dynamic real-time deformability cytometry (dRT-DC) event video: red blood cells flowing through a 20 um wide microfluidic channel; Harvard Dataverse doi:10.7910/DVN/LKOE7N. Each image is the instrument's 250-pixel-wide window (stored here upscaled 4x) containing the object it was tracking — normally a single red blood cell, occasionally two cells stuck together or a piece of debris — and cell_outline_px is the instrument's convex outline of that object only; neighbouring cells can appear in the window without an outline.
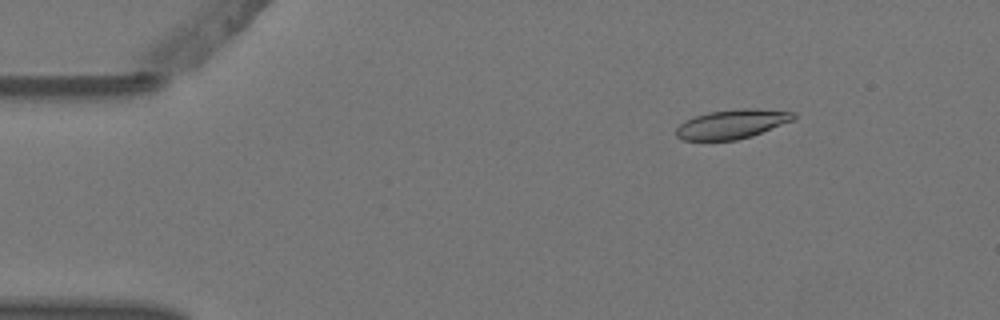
{"species": "Egyptian fruit bat (a non-hibernating species)", "species_latin": "Rousettus aegyptiacus", "temperature_condition": "warm", "stored_images_in_passage": 6, "camera_frame_rate_fps": 3000, "um_per_image_px": 0.085, "animal": {"sex": "female"}, "frame": {"image": 1, "passage_image": 3, "time_ms": 0.667, "image_size_px": [1000, 320], "cell_outline_px": [[796, 116], [792, 120], [752, 136], [736, 140], [684, 140], [676, 136], [676, 128], [684, 120], [708, 112], [740, 108], [756, 108], [796, 112]], "centroid_in_image_um": [62.21, 10.54], "position_along_channel_um": 22.8, "area_um2": 19.94}}
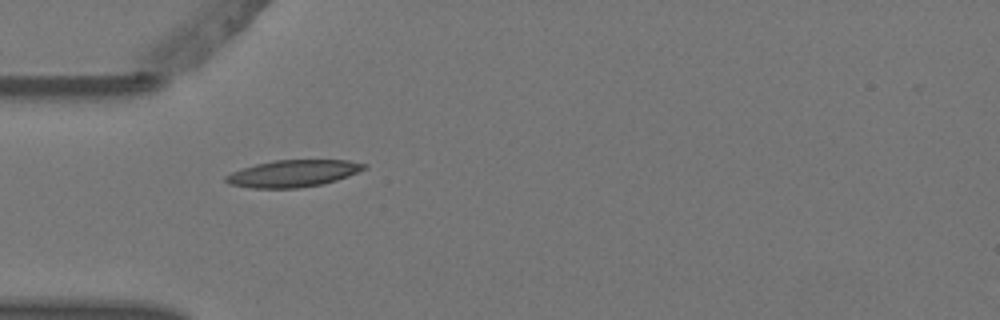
{"frame": {"image": 2, "passage_image": 5, "time_ms": 1.333, "image_size_px": [1000, 320], "cell_outline_px": [[368, 168], [348, 176], [324, 184], [296, 188], [252, 188], [228, 184], [224, 180], [224, 176], [232, 172], [256, 164], [276, 160], [348, 160], [368, 164]], "centroid_in_image_um": [24.94, 14.74], "position_along_channel_um": 60.1, "area_um2": 21.73}}